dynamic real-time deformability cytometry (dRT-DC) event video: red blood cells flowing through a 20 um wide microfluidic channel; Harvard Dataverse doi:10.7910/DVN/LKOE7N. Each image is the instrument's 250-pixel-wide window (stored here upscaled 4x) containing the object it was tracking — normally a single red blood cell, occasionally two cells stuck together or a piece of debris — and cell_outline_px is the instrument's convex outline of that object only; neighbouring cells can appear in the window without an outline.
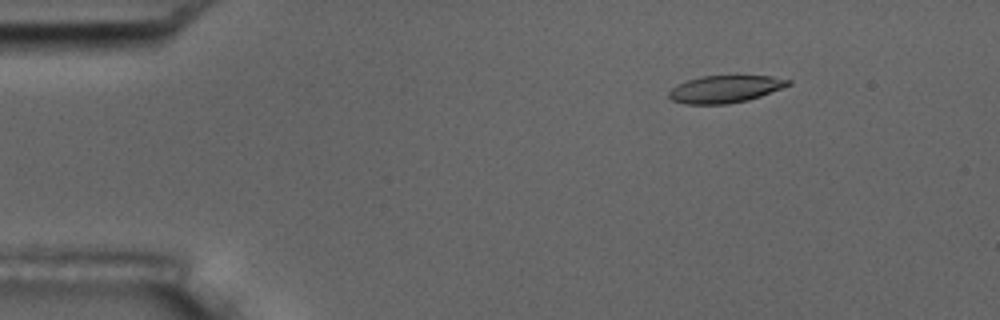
{"species": "common noctule bat (a hibernating species)", "species_latin": "Nyctalus noctula", "temperature_condition": "room temperature", "stored_images_in_passage": 5, "segment_of_instrument_passage": [2, 2], "camera_frame_rate_fps": 3000, "um_per_image_px": 0.085, "animal": {"sex": "male", "body_mass_g": 17.5, "forearm_length_mm": 52.3}, "frame": {"image": 1, "passage_image": 5, "time_ms": 5.667, "image_size_px": [1000, 320], "cell_outline_px": [[792, 84], [760, 96], [748, 100], [728, 104], [684, 104], [672, 100], [668, 96], [668, 92], [676, 84], [700, 76], [736, 72], [772, 76], [792, 80]], "centroid_in_image_um": [61.67, 7.51], "position_along_channel_um": 23.3, "area_um2": 20.06}}